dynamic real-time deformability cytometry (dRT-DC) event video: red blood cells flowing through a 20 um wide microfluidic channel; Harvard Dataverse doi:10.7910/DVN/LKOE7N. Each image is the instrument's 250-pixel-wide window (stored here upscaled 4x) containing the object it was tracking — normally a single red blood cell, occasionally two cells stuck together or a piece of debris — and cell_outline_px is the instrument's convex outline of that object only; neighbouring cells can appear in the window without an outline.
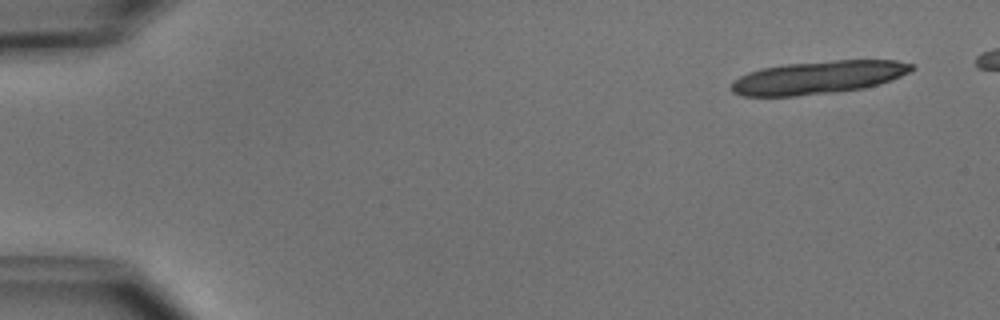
{"species": "common noctule bat (a hibernating species)", "species_latin": "Nyctalus noctula", "temperature_condition": "cold", "stored_images_in_passage": 5, "camera_frame_rate_fps": 3000, "um_per_image_px": 0.085, "animal": {"sex": "male", "body_mass_g": 15.6}, "frame": {"image": 1, "passage_image": 1, "time_ms": 0.0, "image_size_px": [1000, 320], "cell_outline_px": [[916, 68], [900, 76], [864, 88], [836, 92], [796, 96], [744, 96], [732, 92], [732, 80], [748, 72], [760, 68], [784, 64], [832, 60], [896, 60], [912, 64]], "centroid_in_image_um": [69.51, 6.57], "position_along_channel_um": 15.5, "area_um2": 34.62}}